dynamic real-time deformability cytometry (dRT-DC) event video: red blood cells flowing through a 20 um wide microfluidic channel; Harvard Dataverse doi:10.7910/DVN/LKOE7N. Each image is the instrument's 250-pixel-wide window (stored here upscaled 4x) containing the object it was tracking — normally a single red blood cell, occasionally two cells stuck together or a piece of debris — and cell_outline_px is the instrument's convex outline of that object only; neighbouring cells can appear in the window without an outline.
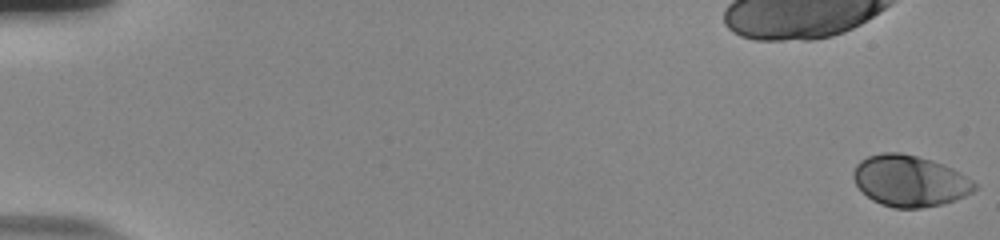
{"species": "human", "species_latin": "Homo sapiens", "temperature_condition": "room temperature", "stored_images_in_passage": 55, "camera_frame_rate_fps": 3000, "um_per_image_px": 0.085, "donor": {"sex": "male"}, "frame": {"image": 1, "passage_image": 1, "time_ms": 0.0, "image_size_px": [1000, 240], "cell_outline_px": [[976, 188], [972, 192], [964, 196], [940, 204], [920, 208], [892, 208], [880, 204], [872, 200], [856, 184], [852, 176], [852, 172], [856, 164], [860, 160], [868, 156], [880, 152], [900, 152], [932, 160], [944, 164], [952, 168], [972, 180], [976, 184]], "centroid_in_image_um": [77.29, 15.36], "position_along_channel_um": 7.7, "area_um2": 36.07}}
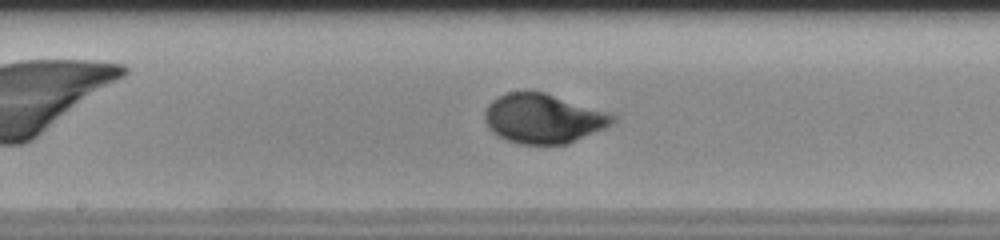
{"frame": {"image": 2, "passage_image": 31, "time_ms": 10.0, "image_size_px": [1000, 240], "cell_outline_px": [[616, 120], [612, 124], [604, 128], [568, 144], [520, 144], [496, 136], [488, 128], [484, 120], [484, 112], [488, 104], [492, 100], [508, 92], [544, 92], [608, 112], [616, 116]], "centroid_in_image_um": [46.16, 10.09], "position_along_channel_um": 202.0, "area_um2": 36.76}}
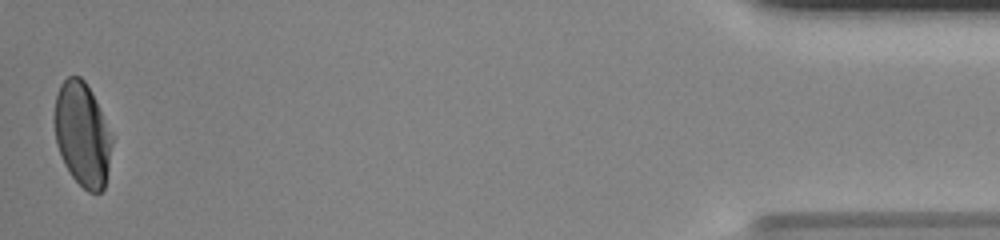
{"frame": {"image": 3, "passage_image": 55, "time_ms": 18.0, "image_size_px": [1000, 240], "cell_outline_px": [[112, 144], [108, 168], [104, 188], [100, 192], [88, 192], [72, 176], [64, 164], [56, 144], [56, 96], [60, 84], [68, 76], [80, 76], [84, 80], [92, 92], [112, 136]], "centroid_in_image_um": [7.01, 11.42], "position_along_channel_um": 428.2, "area_um2": 34.28}, "authors_computed_cell_mechanics": {"area_um2": 35.2002, "velocity_mm_per_s": 3.8244, "shape_relaxation_time_tau1_ms": 3.3784, "shape_relaxation_time_tau2_ms": null, "deformation_change_tau1": 0.1539, "deformation_change_tau2": null}}